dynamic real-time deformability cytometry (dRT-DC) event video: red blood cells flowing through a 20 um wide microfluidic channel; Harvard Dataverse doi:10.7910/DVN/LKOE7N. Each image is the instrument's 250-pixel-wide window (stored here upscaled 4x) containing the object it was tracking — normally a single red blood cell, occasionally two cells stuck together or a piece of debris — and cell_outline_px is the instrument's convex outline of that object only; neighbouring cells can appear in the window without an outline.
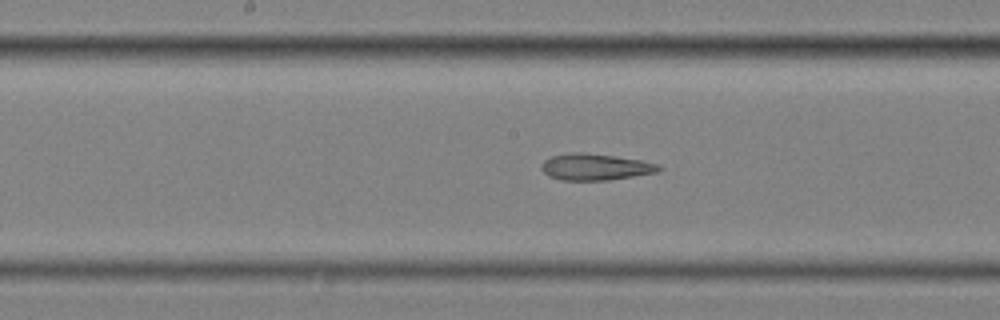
{"species": "common noctule bat (a hibernating species)", "species_latin": "Nyctalus noctula", "temperature_condition": "cold", "stored_images_in_passage": 40, "camera_frame_rate_fps": 3000, "um_per_image_px": 0.085, "animal": {"sex": "female", "body_mass_g": 25.1}, "frame": {"image": 1, "passage_image": 23, "time_ms": 7.333, "image_size_px": [1000, 320], "cell_outline_px": [[664, 168], [660, 172], [608, 180], [560, 180], [548, 176], [540, 168], [540, 164], [544, 160], [552, 156], [568, 152], [584, 152], [640, 160], [656, 164]], "centroid_in_image_um": [50.57, 14.19], "position_along_channel_um": 197.6, "area_um2": 18.21}}